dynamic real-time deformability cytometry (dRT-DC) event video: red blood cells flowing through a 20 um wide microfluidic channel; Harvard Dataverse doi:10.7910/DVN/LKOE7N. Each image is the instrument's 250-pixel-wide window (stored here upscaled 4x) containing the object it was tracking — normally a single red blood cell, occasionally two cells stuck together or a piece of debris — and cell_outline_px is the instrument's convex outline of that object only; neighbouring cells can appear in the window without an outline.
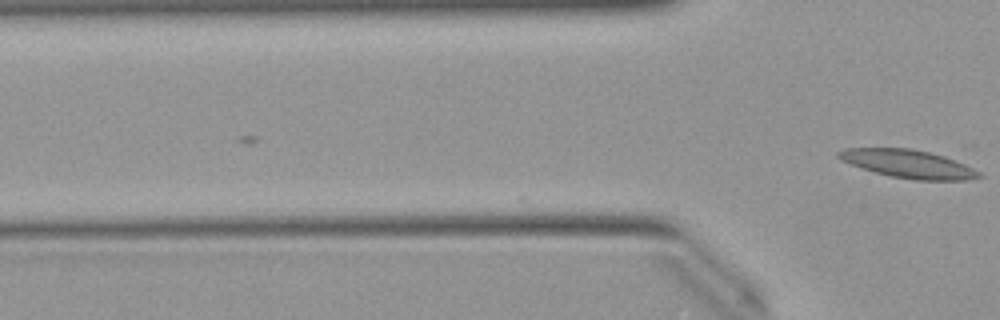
{"species": "Egyptian fruit bat (a non-hibernating species)", "species_latin": "Rousettus aegyptiacus", "temperature_condition": "warm", "stored_images_in_passage": 3, "camera_frame_rate_fps": 3000, "um_per_image_px": 0.085, "animal": {"sex": "female"}, "frame": {"image": 1, "passage_image": 3, "time_ms": 0.667, "image_size_px": [1000, 320], "cell_outline_px": [[984, 176], [968, 180], [912, 180], [892, 176], [860, 168], [840, 160], [836, 156], [836, 152], [844, 148], [912, 148], [960, 160], [980, 172]], "centroid_in_image_um": [77.23, 13.92], "position_along_channel_um": 48.6, "area_um2": 23.35}}